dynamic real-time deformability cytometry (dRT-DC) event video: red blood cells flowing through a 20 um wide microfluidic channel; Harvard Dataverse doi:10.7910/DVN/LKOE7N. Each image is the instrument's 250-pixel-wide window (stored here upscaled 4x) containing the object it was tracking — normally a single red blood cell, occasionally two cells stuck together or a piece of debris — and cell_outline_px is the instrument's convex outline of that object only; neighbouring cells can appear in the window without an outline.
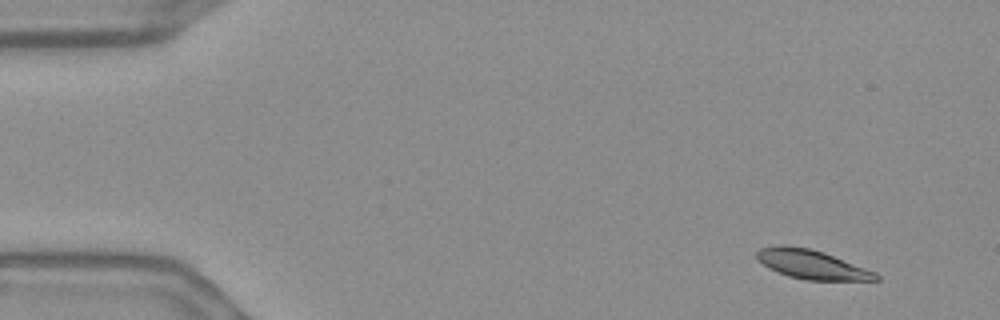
{"species": "Egyptian fruit bat (a non-hibernating species)", "species_latin": "Rousettus aegyptiacus", "temperature_condition": "warm", "stored_images_in_passage": 52, "camera_frame_rate_fps": 3000, "um_per_image_px": 0.085, "frame": {"image": 1, "passage_image": 1, "time_ms": 0.0, "image_size_px": [1000, 320], "cell_outline_px": [[880, 280], [808, 280], [788, 276], [768, 268], [756, 260], [756, 252], [760, 248], [780, 244], [784, 244], [812, 248], [824, 252], [876, 272], [880, 276]], "centroid_in_image_um": [68.96, 22.46], "position_along_channel_um": 16.0, "area_um2": 20.4}}
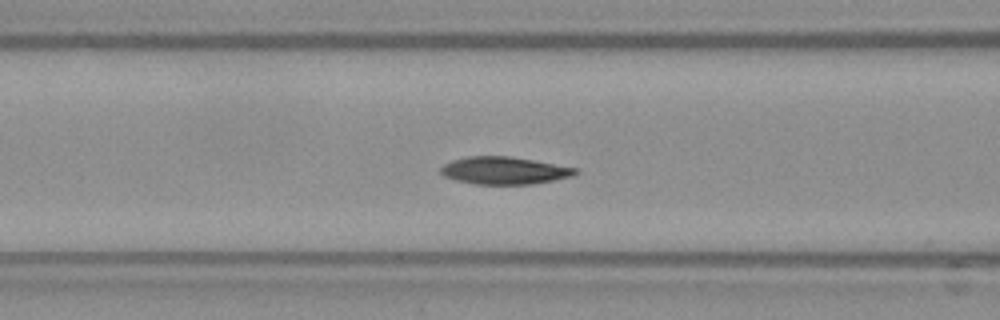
{"frame": {"image": 2, "passage_image": 19, "time_ms": 6.0, "image_size_px": [1000, 320], "cell_outline_px": [[580, 172], [576, 176], [532, 184], [476, 184], [456, 180], [444, 176], [440, 172], [440, 168], [444, 164], [452, 160], [468, 156], [508, 156], [532, 160], [576, 168]], "centroid_in_image_um": [42.88, 14.5], "position_along_channel_um": 123.7, "area_um2": 21.5}}
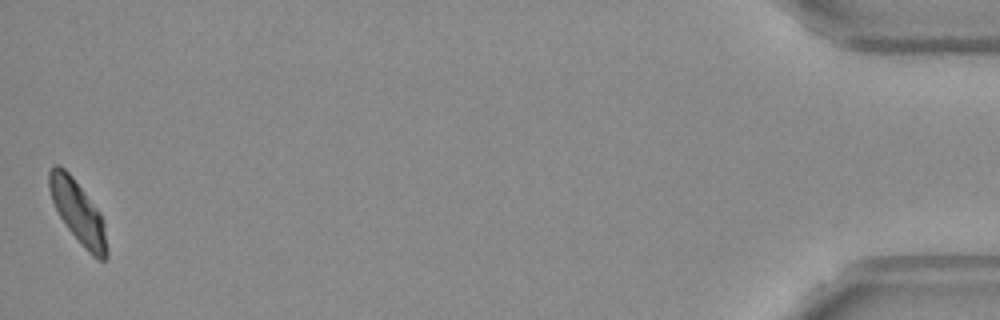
{"frame": {"image": 3, "passage_image": 52, "time_ms": 17.0, "image_size_px": [1000, 320], "cell_outline_px": [[108, 256], [104, 260], [100, 260], [92, 256], [84, 248], [68, 228], [60, 216], [52, 200], [48, 188], [48, 172], [52, 164], [60, 164], [72, 176], [100, 212], [104, 220], [108, 248]], "centroid_in_image_um": [6.64, 18.01], "position_along_channel_um": 428.6, "area_um2": 21.1}, "authors_computed_cell_mechanics": {"area_um2": 21.4438, "velocity_mm_per_s": 3.6335, "shape_relaxation_time_tau1_ms": 4.0833, "shape_relaxation_time_tau2_ms": 9.7369, "deformation_change_tau1": 0.1263, "deformation_change_tau2": 0.0976}}